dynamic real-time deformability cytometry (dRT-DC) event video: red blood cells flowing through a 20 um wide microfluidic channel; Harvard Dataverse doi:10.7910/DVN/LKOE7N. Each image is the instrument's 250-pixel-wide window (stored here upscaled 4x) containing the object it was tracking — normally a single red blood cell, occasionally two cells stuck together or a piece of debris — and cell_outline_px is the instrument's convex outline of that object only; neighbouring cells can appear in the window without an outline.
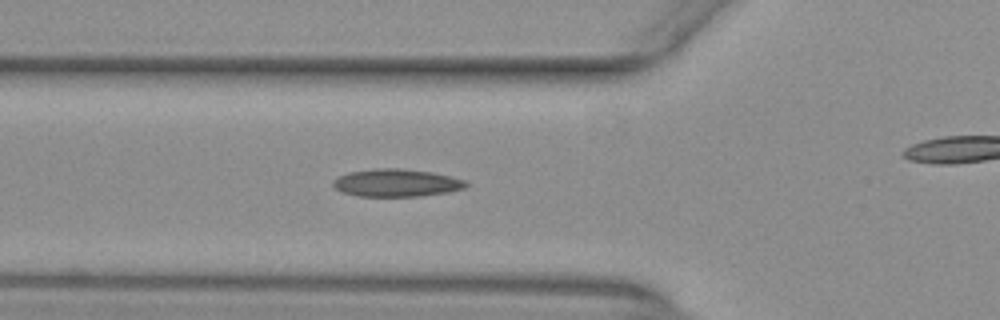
{"species": "common noctule bat (a hibernating species)", "species_latin": "Nyctalus noctula", "temperature_condition": "warm", "stored_images_in_passage": 47, "camera_frame_rate_fps": 3000, "um_per_image_px": 0.085, "animal": {"sex": "female", "body_mass_g": 29.2, "forearm_length_mm": 56.3}, "frame": {"image": 1, "passage_image": 13, "time_ms": 4.0, "image_size_px": [1000, 320], "cell_outline_px": [[468, 188], [448, 192], [420, 196], [360, 196], [344, 192], [336, 188], [332, 184], [332, 180], [348, 172], [376, 168], [400, 168], [432, 172], [468, 180]], "centroid_in_image_um": [33.76, 15.53], "position_along_channel_um": 92.0, "area_um2": 21.5}}
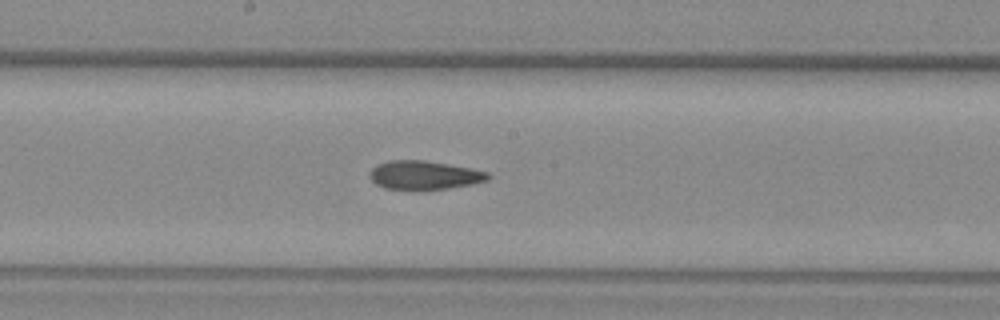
{"frame": {"image": 2, "passage_image": 22, "time_ms": 7.0, "image_size_px": [1000, 320], "cell_outline_px": [[492, 176], [488, 180], [472, 184], [448, 188], [384, 188], [376, 184], [368, 176], [368, 172], [376, 164], [388, 160], [424, 160], [468, 168], [488, 172]], "centroid_in_image_um": [36.03, 14.86], "position_along_channel_um": 212.2, "area_um2": 19.42}}
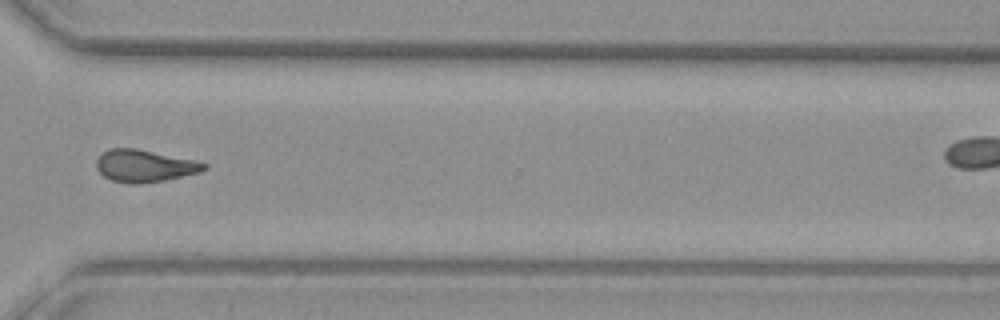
{"frame": {"image": 3, "passage_image": 33, "time_ms": 10.667, "image_size_px": [1000, 320], "cell_outline_px": [[208, 168], [200, 172], [164, 180], [140, 184], [128, 184], [112, 180], [104, 176], [96, 168], [96, 160], [108, 148], [136, 148], [196, 160], [208, 164]], "centroid_in_image_um": [12.3, 14.1], "position_along_channel_um": 358.3, "area_um2": 20.29}, "authors_computed_cell_mechanics": {"area_um2": 20.0566, "velocity_mm_per_s": 3.9835, "shape_relaxation_time_tau1_ms": null, "shape_relaxation_time_tau2_ms": 4.2007, "deformation_change_tau1": null, "deformation_change_tau2": 0.1216}}